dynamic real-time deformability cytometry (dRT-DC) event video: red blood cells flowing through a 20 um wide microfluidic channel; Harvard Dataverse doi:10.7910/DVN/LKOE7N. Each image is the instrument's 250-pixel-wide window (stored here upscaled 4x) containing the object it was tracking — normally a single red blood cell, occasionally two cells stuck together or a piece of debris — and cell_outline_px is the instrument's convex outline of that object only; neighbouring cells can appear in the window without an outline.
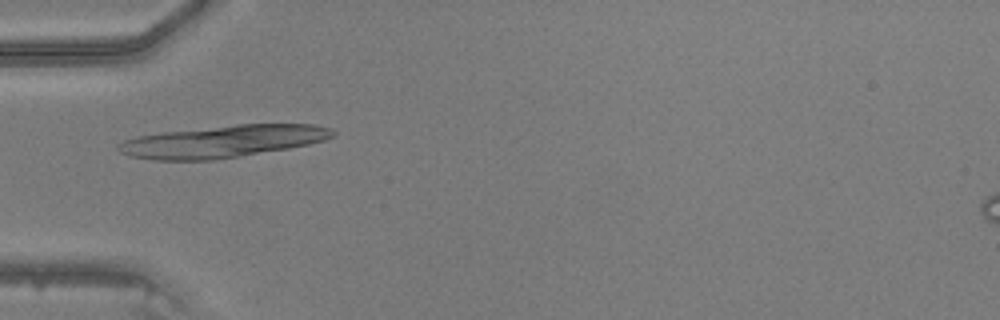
{"species": "common noctule bat (a hibernating species)", "species_latin": "Nyctalus noctula", "temperature_condition": "warm", "stored_images_in_passage": 32, "camera_frame_rate_fps": 3000, "um_per_image_px": 0.085, "animal": {"sex": "male", "body_mass_g": 20.5, "forearm_length_mm": 52.5}, "frame": {"image": 1, "passage_image": 1, "time_ms": 0.0, "image_size_px": [1000, 320], "cell_outline_px": [[336, 136], [324, 140], [308, 144], [288, 148], [240, 156], [212, 160], [156, 160], [132, 156], [120, 152], [116, 148], [116, 144], [124, 140], [136, 136], [164, 132], [236, 124], [312, 124], [332, 128], [336, 132]], "centroid_in_image_um": [18.95, 12.01], "position_along_channel_um": 66.1, "area_um2": 40.06}}
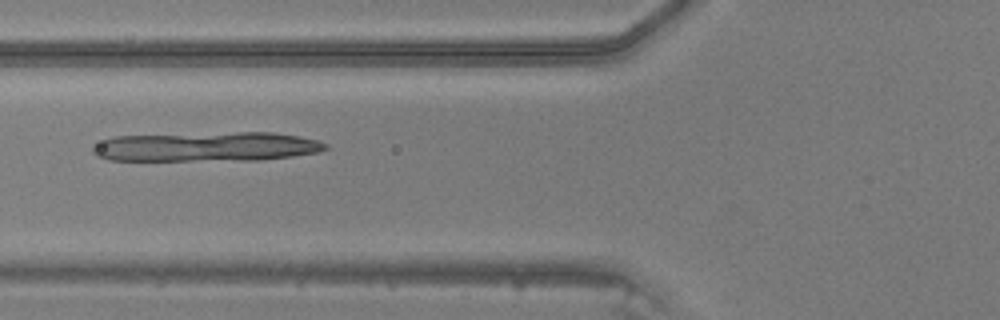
{"frame": {"image": 2, "passage_image": 4, "time_ms": 1.0, "image_size_px": [1000, 320], "cell_outline_px": [[328, 148], [316, 152], [292, 156], [256, 160], [108, 160], [96, 156], [92, 152], [92, 148], [96, 144], [104, 140], [116, 136], [236, 132], [272, 132], [320, 140], [328, 144]], "centroid_in_image_um": [17.56, 12.47], "position_along_channel_um": 108.2, "area_um2": 39.77}}
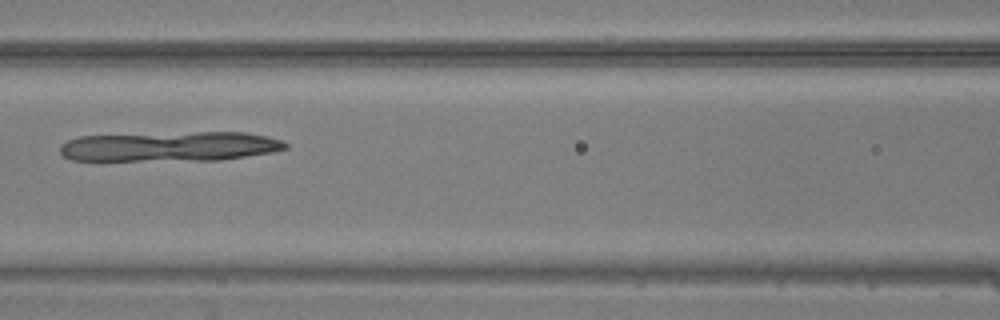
{"frame": {"image": 3, "passage_image": 7, "time_ms": 2.0, "image_size_px": [1000, 320], "cell_outline_px": [[288, 148], [272, 152], [220, 160], [72, 160], [64, 156], [60, 152], [60, 144], [68, 140], [80, 136], [196, 132], [244, 132], [264, 136], [280, 140], [288, 144]], "centroid_in_image_um": [14.44, 12.45], "position_along_channel_um": 152.2, "area_um2": 38.84}}